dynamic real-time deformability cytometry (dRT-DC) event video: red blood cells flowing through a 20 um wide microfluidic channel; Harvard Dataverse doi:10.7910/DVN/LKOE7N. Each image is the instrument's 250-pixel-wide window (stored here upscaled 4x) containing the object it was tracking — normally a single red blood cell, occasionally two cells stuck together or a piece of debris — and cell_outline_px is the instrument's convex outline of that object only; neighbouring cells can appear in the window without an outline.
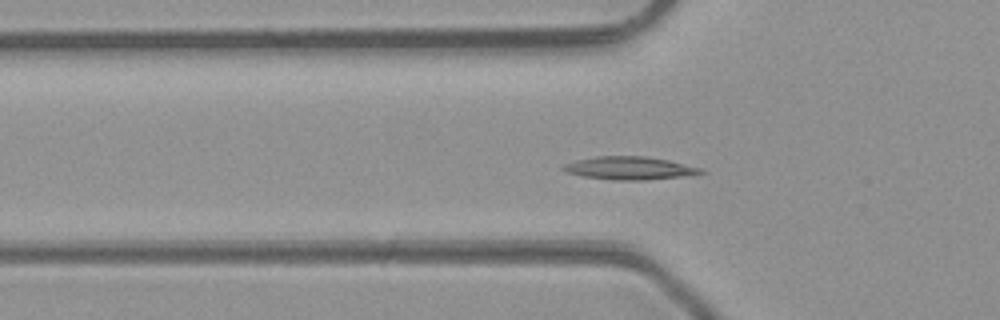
{"species": "common noctule bat (a hibernating species)", "species_latin": "Nyctalus noctula", "temperature_condition": "room temperature", "stored_images_in_passage": 37, "camera_frame_rate_fps": 3000, "um_per_image_px": 0.085, "animal": {"sex": "male", "body_mass_g": 23.1, "forearm_length_mm": 52.7}, "frame": {"image": 1, "passage_image": 14, "time_ms": 4.333, "image_size_px": [1000, 320], "cell_outline_px": [[708, 172], [692, 176], [644, 180], [612, 180], [584, 176], [568, 172], [560, 168], [564, 164], [576, 160], [596, 156], [644, 156], [668, 160], [700, 168]], "centroid_in_image_um": [53.56, 14.3], "position_along_channel_um": 72.2, "area_um2": 18.5}}
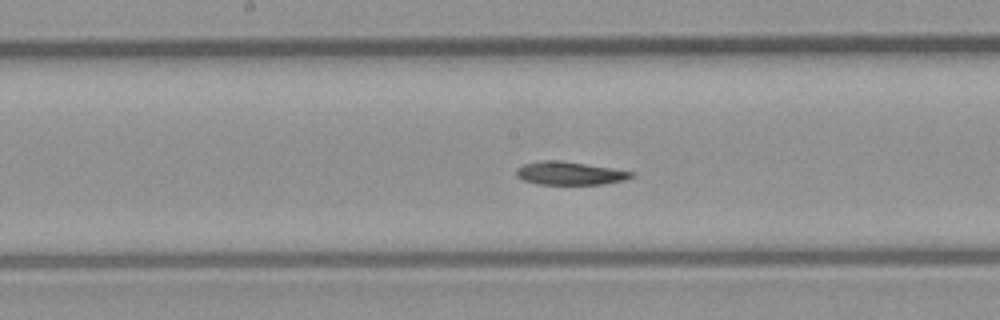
{"frame": {"image": 2, "passage_image": 23, "time_ms": 7.333, "image_size_px": [1000, 320], "cell_outline_px": [[636, 176], [624, 180], [600, 184], [536, 184], [524, 180], [516, 176], [516, 168], [524, 164], [544, 160], [560, 160], [612, 168], [636, 172]], "centroid_in_image_um": [48.44, 14.72], "position_along_channel_um": 199.8, "area_um2": 15.55}}
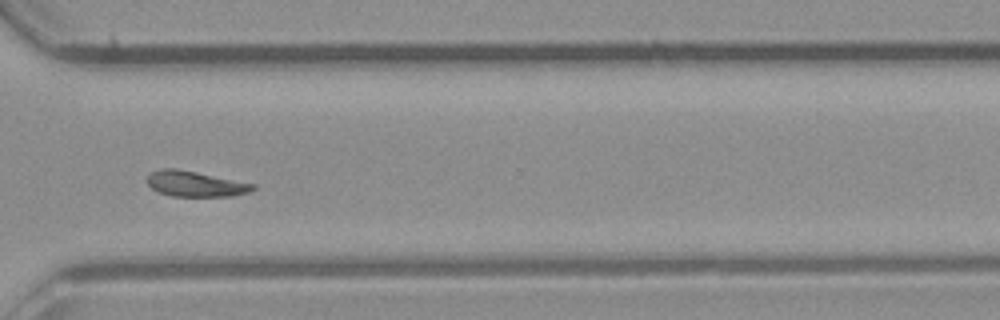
{"frame": {"image": 3, "passage_image": 34, "time_ms": 11.0, "image_size_px": [1000, 320], "cell_outline_px": [[256, 188], [248, 192], [232, 196], [172, 196], [160, 192], [152, 188], [148, 184], [148, 176], [152, 172], [160, 168], [176, 168], [256, 184]], "centroid_in_image_um": [16.62, 15.62], "position_along_channel_um": 354.0, "area_um2": 15.55}}